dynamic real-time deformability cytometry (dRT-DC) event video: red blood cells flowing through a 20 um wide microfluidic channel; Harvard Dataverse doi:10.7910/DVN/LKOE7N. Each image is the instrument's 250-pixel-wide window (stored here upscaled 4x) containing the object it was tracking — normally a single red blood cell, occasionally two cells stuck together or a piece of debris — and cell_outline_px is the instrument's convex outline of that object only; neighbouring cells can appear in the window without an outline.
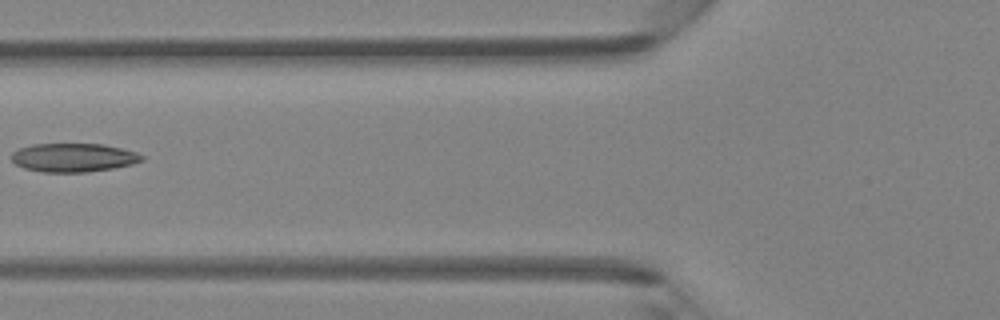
{"species": "Egyptian fruit bat (a non-hibernating species)", "species_latin": "Rousettus aegyptiacus", "temperature_condition": "room temperature", "stored_images_in_passage": 6, "camera_frame_rate_fps": 3000, "um_per_image_px": 0.085, "animal": {"sex": "female"}, "frame": {"image": 1, "passage_image": 6, "time_ms": 5.667, "image_size_px": [1000, 320], "cell_outline_px": [[144, 160], [132, 164], [112, 168], [88, 172], [40, 172], [24, 168], [16, 164], [12, 160], [12, 152], [20, 148], [32, 144], [104, 144], [136, 152], [144, 156]], "centroid_in_image_um": [6.24, 13.39], "position_along_channel_um": 119.6, "area_um2": 21.73}}